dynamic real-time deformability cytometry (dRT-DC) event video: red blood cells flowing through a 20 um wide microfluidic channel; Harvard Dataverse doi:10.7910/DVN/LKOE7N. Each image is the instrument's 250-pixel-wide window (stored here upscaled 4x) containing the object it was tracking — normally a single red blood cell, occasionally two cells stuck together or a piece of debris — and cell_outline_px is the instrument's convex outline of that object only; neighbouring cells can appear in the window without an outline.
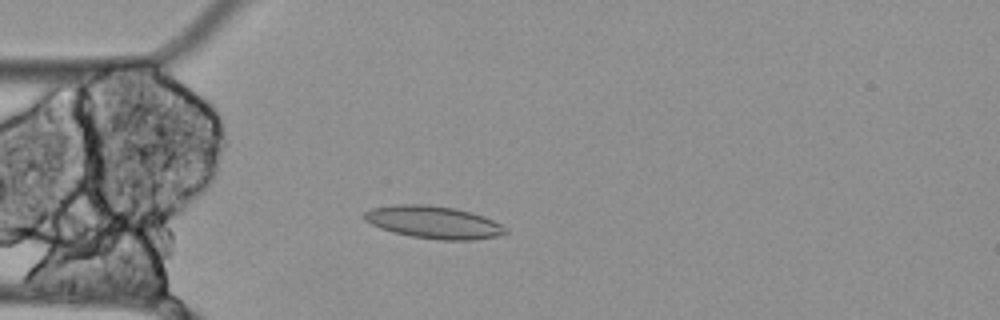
{"species": "Egyptian fruit bat (a non-hibernating species)", "species_latin": "Rousettus aegyptiacus", "temperature_condition": "cold", "stored_images_in_passage": 56, "camera_frame_rate_fps": 3000, "um_per_image_px": 0.085, "animal": {"sex": "female"}, "frame": {"image": 1, "passage_image": 15, "time_ms": 4.667, "image_size_px": [1000, 320], "cell_outline_px": [[508, 232], [496, 236], [472, 240], [440, 240], [412, 236], [392, 232], [380, 228], [364, 220], [360, 216], [364, 212], [372, 208], [396, 204], [424, 204], [452, 208], [472, 212], [484, 216], [508, 228]], "centroid_in_image_um": [36.83, 18.89], "position_along_channel_um": 48.2, "area_um2": 26.76}}
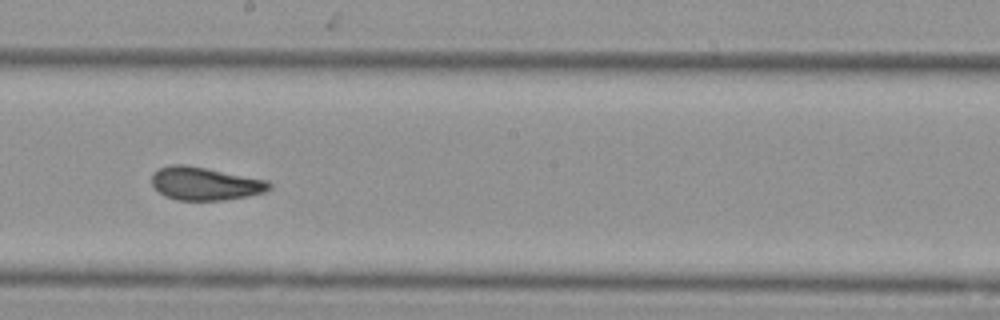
{"frame": {"image": 2, "passage_image": 31, "time_ms": 10.0, "image_size_px": [1000, 320], "cell_outline_px": [[272, 188], [264, 192], [248, 196], [224, 200], [176, 200], [164, 196], [152, 184], [152, 176], [160, 168], [172, 164], [184, 164], [208, 168], [268, 180], [272, 184]], "centroid_in_image_um": [17.47, 15.61], "position_along_channel_um": 230.7, "area_um2": 22.72}}
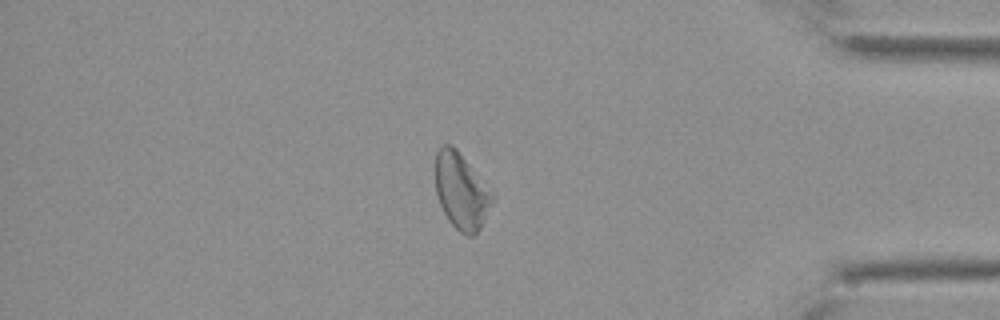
{"frame": {"image": 3, "passage_image": 48, "time_ms": 15.667, "image_size_px": [1000, 320], "cell_outline_px": [[496, 196], [480, 228], [472, 236], [468, 236], [460, 232], [448, 220], [440, 204], [436, 192], [436, 152], [444, 144], [452, 144], [456, 148]], "centroid_in_image_um": [39.22, 16.25], "position_along_channel_um": 396.0, "area_um2": 25.03}, "authors_computed_cell_mechanics": {"area_um2": 25.143, "velocity_mm_per_s": 3.4446, "shape_relaxation_time_tau1_ms": 0.0291, "shape_relaxation_time_tau2_ms": 5.7101, "deformation_change_tau1": 0.0436, "deformation_change_tau2": 0.0987}}